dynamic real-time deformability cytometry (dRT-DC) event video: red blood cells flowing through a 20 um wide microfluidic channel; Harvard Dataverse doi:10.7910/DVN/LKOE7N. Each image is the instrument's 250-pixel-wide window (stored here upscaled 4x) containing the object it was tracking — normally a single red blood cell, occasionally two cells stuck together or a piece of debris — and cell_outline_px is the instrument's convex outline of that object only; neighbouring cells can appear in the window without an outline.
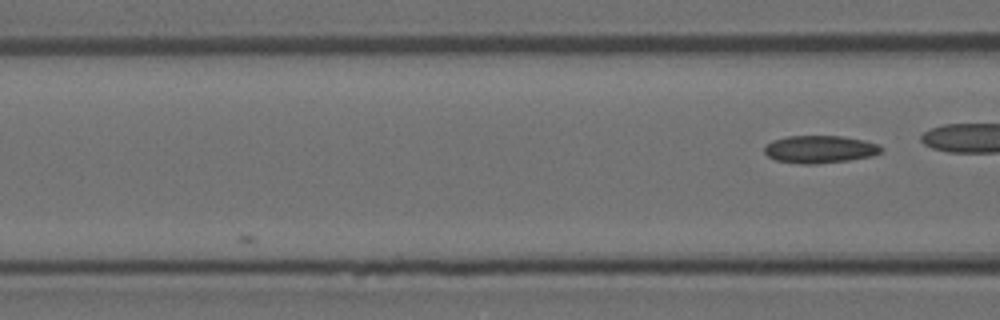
{"species": "Egyptian fruit bat (a non-hibernating species)", "species_latin": "Rousettus aegyptiacus", "temperature_condition": "room temperature", "stored_images_in_passage": 5, "camera_frame_rate_fps": 3000, "um_per_image_px": 0.085, "animal": {"sex": "female"}, "frame": {"image": 1, "passage_image": 5, "time_ms": 1.333, "image_size_px": [1000, 320], "cell_outline_px": [[884, 148], [880, 152], [872, 156], [848, 160], [816, 164], [800, 164], [776, 160], [768, 156], [764, 152], [764, 144], [772, 140], [788, 136], [840, 136], [864, 140], [880, 144]], "centroid_in_image_um": [69.67, 12.68], "position_along_channel_um": 96.9, "area_um2": 18.9}}